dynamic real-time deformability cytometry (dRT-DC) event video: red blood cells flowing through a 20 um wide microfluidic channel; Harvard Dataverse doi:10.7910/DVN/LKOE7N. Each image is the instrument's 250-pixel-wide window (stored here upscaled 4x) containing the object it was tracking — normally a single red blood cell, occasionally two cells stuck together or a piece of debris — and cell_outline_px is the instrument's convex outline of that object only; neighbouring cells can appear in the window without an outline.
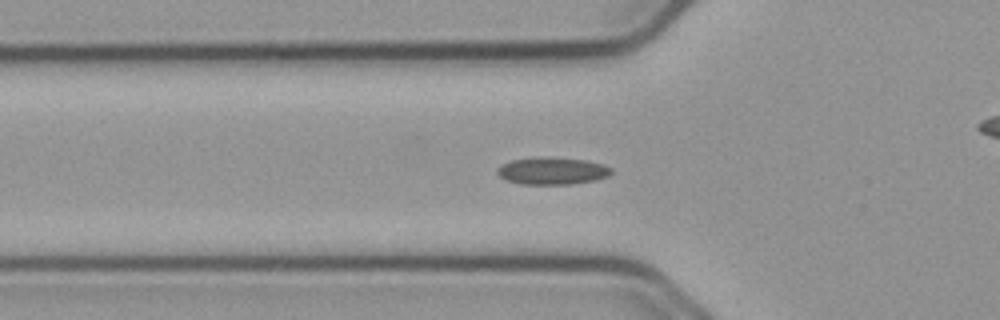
{"species": "common noctule bat (a hibernating species)", "species_latin": "Nyctalus noctula", "temperature_condition": "cold", "stored_images_in_passage": 55, "camera_frame_rate_fps": 3000, "um_per_image_px": 0.085, "animal": {"sex": "male", "body_mass_g": 23.1, "forearm_length_mm": 52.7}, "frame": {"image": 1, "passage_image": 18, "time_ms": 5.667, "image_size_px": [1000, 320], "cell_outline_px": [[612, 172], [608, 176], [596, 180], [572, 184], [520, 184], [504, 180], [496, 172], [496, 168], [512, 160], [544, 156], [548, 156], [584, 160], [604, 164], [612, 168]], "centroid_in_image_um": [46.94, 14.52], "position_along_channel_um": 78.9, "area_um2": 18.26}}
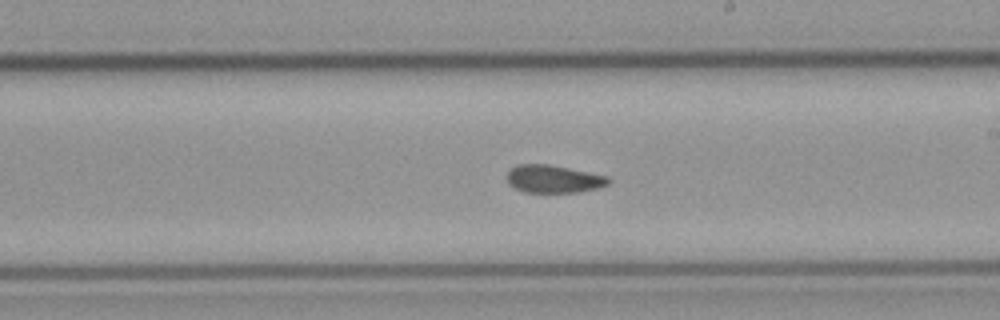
{"frame": {"image": 2, "passage_image": 31, "time_ms": 10.0, "image_size_px": [1000, 320], "cell_outline_px": [[612, 180], [608, 184], [596, 188], [580, 192], [524, 192], [508, 184], [508, 172], [512, 168], [520, 164], [548, 164], [608, 176]], "centroid_in_image_um": [47.07, 15.21], "position_along_channel_um": 241.9, "area_um2": 16.24}}
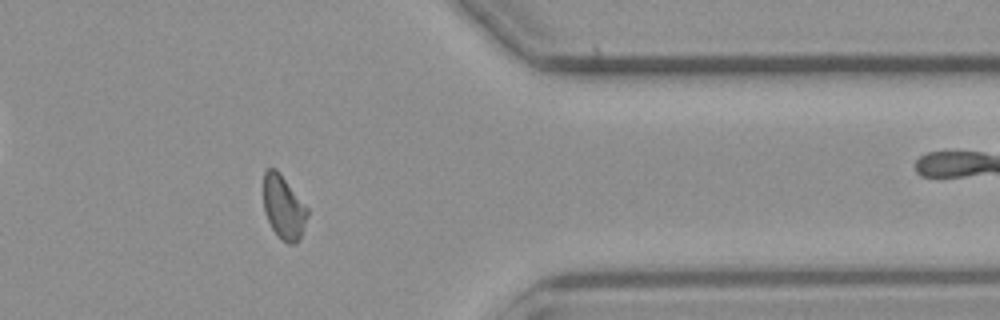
{"frame": {"image": 3, "passage_image": 44, "time_ms": 14.333, "image_size_px": [1000, 320], "cell_outline_px": [[308, 216], [300, 236], [296, 244], [288, 244], [272, 228], [264, 212], [264, 172], [268, 168], [276, 168], [280, 172], [308, 208]], "centroid_in_image_um": [24.11, 17.59], "position_along_channel_um": 387.3, "area_um2": 16.13}, "authors_computed_cell_mechanics": {"area_um2": 16.8198, "velocity_mm_per_s": 3.7412, "shape_relaxation_time_tau1_ms": 9.3415, "shape_relaxation_time_tau2_ms": 2.2911, "deformation_change_tau1": 0.1534, "deformation_change_tau2": 0.0695}}